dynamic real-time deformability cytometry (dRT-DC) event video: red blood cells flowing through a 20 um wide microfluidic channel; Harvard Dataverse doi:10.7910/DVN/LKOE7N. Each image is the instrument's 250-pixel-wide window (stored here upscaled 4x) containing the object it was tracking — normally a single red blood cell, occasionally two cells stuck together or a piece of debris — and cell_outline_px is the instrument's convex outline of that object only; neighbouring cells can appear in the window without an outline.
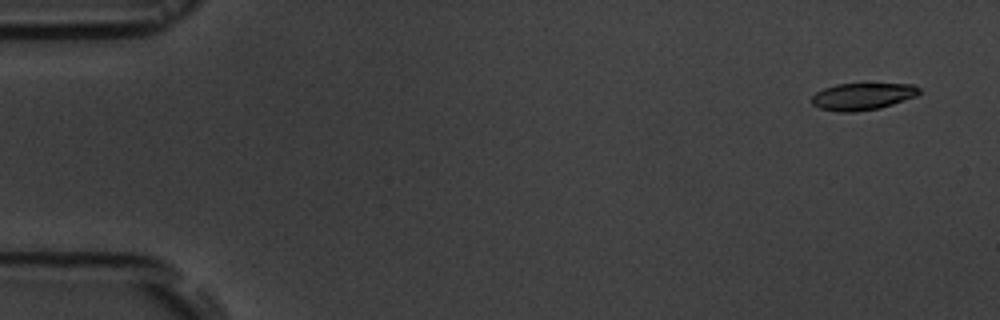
{"species": "common noctule bat (a hibernating species)", "species_latin": "Nyctalus noctula", "temperature_condition": "room temperature", "stored_images_in_passage": 5, "camera_frame_rate_fps": 3000, "um_per_image_px": 0.085, "animal": {"sex": "male", "body_mass_g": 19.5, "forearm_length_mm": 54.6}, "frame": {"image": 1, "passage_image": 1, "time_ms": 0.0, "image_size_px": [1000, 320], "cell_outline_px": [[924, 92], [916, 96], [880, 108], [856, 112], [836, 112], [820, 108], [812, 104], [812, 96], [816, 92], [824, 88], [836, 84], [864, 80], [912, 84], [920, 88]], "centroid_in_image_um": [73.37, 8.13], "position_along_channel_um": 11.6, "area_um2": 18.09}}
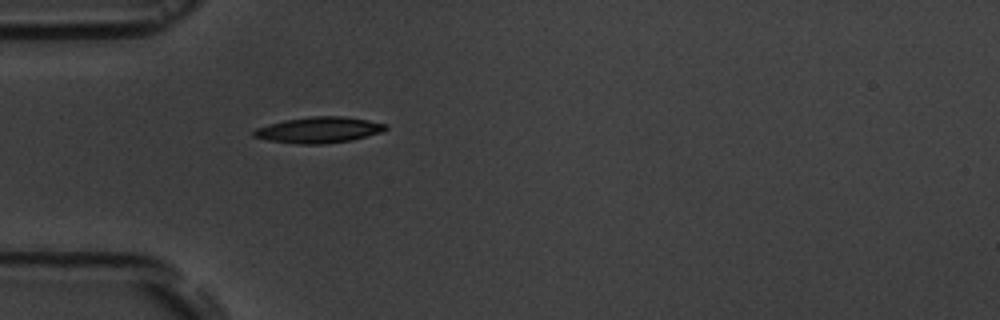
{"frame": {"image": 2, "passage_image": 5, "time_ms": 4.667, "image_size_px": [1000, 320], "cell_outline_px": [[388, 128], [380, 132], [352, 140], [324, 144], [296, 144], [268, 140], [252, 136], [252, 132], [256, 128], [284, 120], [312, 116], [340, 116], [368, 120], [388, 124]], "centroid_in_image_um": [27.1, 11.05], "position_along_channel_um": 57.9, "area_um2": 19.88}}